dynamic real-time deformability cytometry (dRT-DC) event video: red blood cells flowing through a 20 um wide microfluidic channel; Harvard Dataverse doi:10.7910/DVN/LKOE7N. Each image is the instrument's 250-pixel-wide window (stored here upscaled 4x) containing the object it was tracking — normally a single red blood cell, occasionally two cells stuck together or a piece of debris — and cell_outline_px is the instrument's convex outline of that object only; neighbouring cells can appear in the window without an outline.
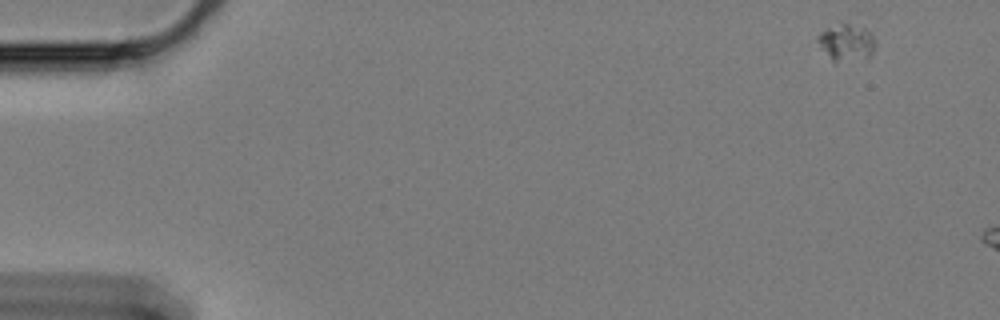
{"species": "Egyptian fruit bat (a non-hibernating species)", "species_latin": "Rousettus aegyptiacus", "temperature_condition": "cold", "stored_images_in_passage": 13, "camera_frame_rate_fps": 3000, "um_per_image_px": 0.085, "animal": {"sex": "female"}, "frame": {"image": 1, "passage_image": 1, "time_ms": 0.0, "image_size_px": [1000, 320], "cell_outline_px": [[876, 44], [872, 52], [868, 56], [836, 64], [820, 48], [816, 40], [816, 36], [820, 32], [840, 20], [848, 20], [872, 32], [876, 40]], "centroid_in_image_um": [71.92, 3.54], "position_along_channel_um": 13.1, "area_um2": 13.12}}